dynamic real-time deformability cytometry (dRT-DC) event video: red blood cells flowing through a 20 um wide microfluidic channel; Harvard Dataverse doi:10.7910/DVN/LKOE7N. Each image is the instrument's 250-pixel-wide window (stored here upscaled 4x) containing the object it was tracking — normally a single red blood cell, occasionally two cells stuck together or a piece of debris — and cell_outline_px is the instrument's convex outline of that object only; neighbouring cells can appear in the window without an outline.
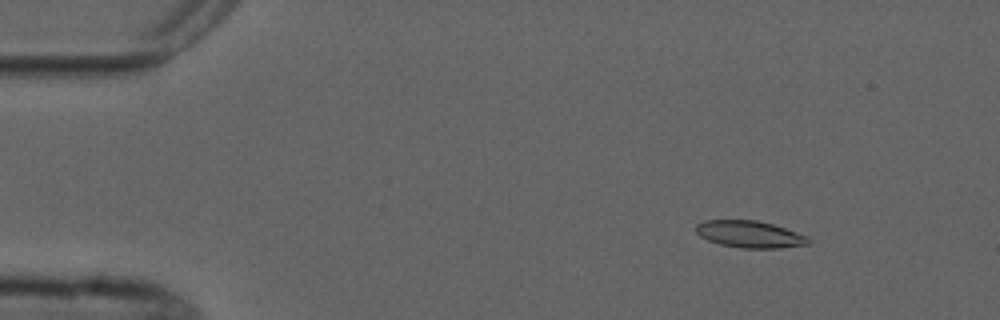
{"species": "common noctule bat (a hibernating species)", "species_latin": "Nyctalus noctula", "temperature_condition": "cold", "stored_images_in_passage": 5, "camera_frame_rate_fps": 3000, "um_per_image_px": 0.085, "animal": {"sex": "male", "forearm_length_mm": 52.5}, "frame": {"image": 1, "passage_image": 2, "time_ms": 1.0, "image_size_px": [1000, 320], "cell_outline_px": [[812, 240], [808, 244], [780, 248], [740, 248], [720, 244], [708, 240], [700, 236], [696, 232], [696, 224], [704, 220], [756, 220], [772, 224], [808, 236]], "centroid_in_image_um": [63.72, 19.91], "position_along_channel_um": 21.3, "area_um2": 17.63}}
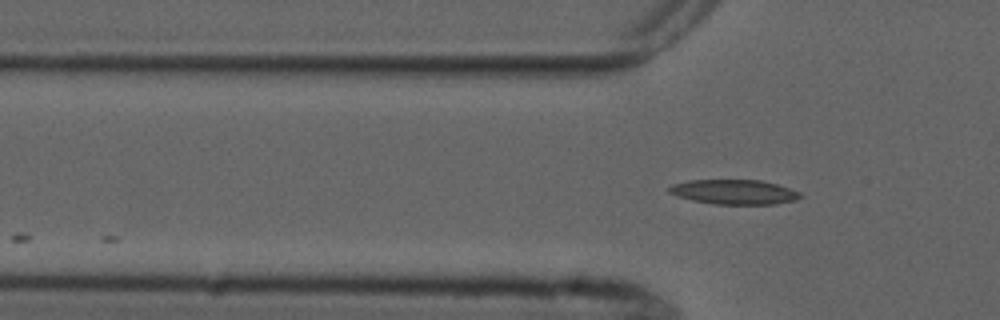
{"frame": {"image": 2, "passage_image": 5, "time_ms": 4.333, "image_size_px": [1000, 320], "cell_outline_px": [[804, 196], [796, 200], [776, 204], [716, 204], [692, 200], [676, 196], [668, 192], [668, 188], [672, 184], [688, 180], [760, 180], [776, 184], [800, 192]], "centroid_in_image_um": [62.4, 16.32], "position_along_channel_um": 63.4, "area_um2": 18.9}}